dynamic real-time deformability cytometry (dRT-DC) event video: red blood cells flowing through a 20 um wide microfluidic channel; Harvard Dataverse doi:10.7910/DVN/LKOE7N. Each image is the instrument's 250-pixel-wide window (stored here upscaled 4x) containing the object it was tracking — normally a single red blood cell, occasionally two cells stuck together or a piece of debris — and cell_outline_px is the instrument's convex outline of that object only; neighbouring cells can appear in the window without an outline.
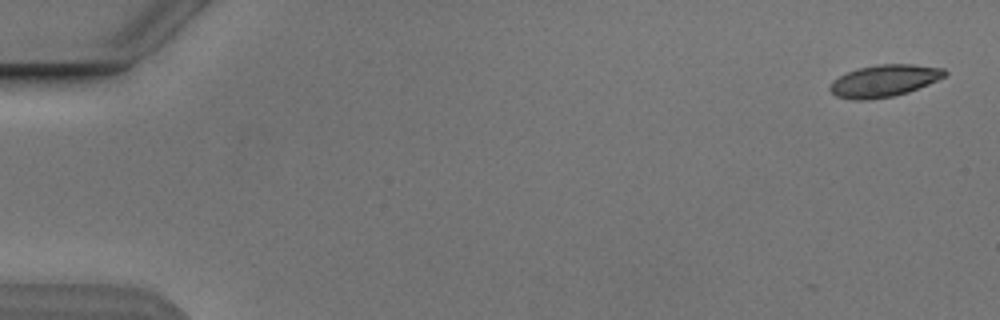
{"species": "Egyptian fruit bat (a non-hibernating species)", "species_latin": "Rousettus aegyptiacus", "temperature_condition": "cold", "stored_images_in_passage": 6, "camera_frame_rate_fps": 3000, "um_per_image_px": 0.085, "animal": {"sex": "male"}, "frame": {"image": 1, "passage_image": 1, "time_ms": 0.0, "image_size_px": [1000, 320], "cell_outline_px": [[948, 72], [944, 76], [928, 84], [908, 92], [892, 96], [868, 100], [852, 100], [836, 96], [828, 88], [832, 80], [856, 68], [876, 64], [912, 64], [944, 68]], "centroid_in_image_um": [75.12, 6.86], "position_along_channel_um": 9.9, "area_um2": 21.44}}
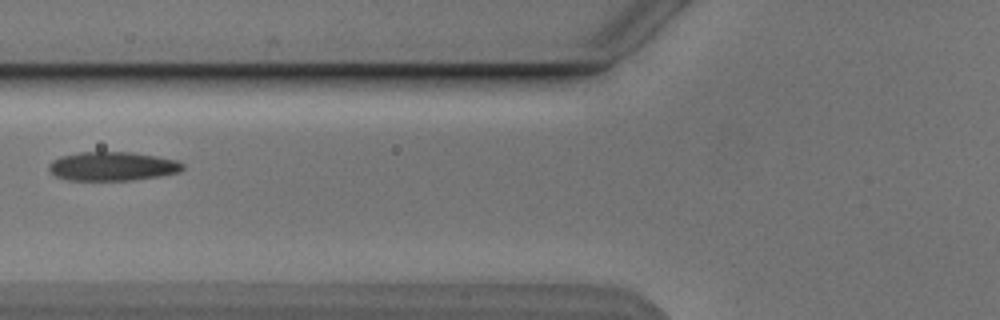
{"frame": {"image": 2, "passage_image": 6, "time_ms": 6.667, "image_size_px": [1000, 320], "cell_outline_px": [[184, 168], [180, 172], [160, 176], [132, 180], [68, 180], [56, 176], [48, 168], [48, 164], [52, 160], [60, 156], [80, 152], [132, 152], [156, 156], [176, 160], [184, 164]], "centroid_in_image_um": [9.56, 14.13], "position_along_channel_um": 116.2, "area_um2": 22.6}}